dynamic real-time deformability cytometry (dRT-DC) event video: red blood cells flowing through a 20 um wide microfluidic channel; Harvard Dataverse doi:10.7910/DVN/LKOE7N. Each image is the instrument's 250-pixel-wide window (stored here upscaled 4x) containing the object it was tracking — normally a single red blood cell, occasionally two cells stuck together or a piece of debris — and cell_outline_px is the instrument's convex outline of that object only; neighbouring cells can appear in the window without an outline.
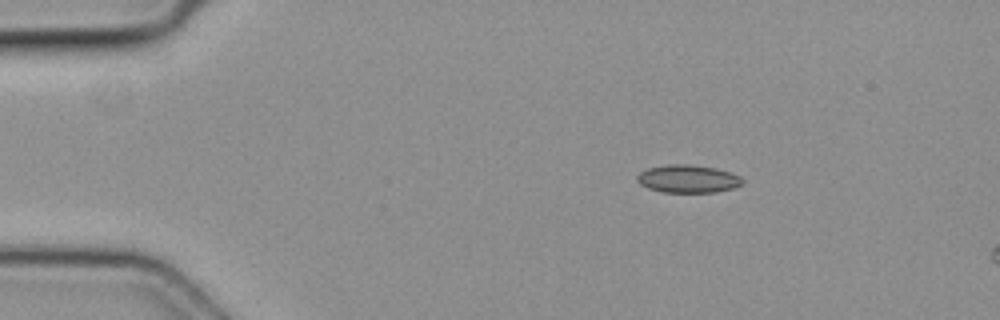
{"species": "common noctule bat (a hibernating species)", "species_latin": "Nyctalus noctula", "temperature_condition": "cold", "stored_images_in_passage": 2, "camera_frame_rate_fps": 3000, "um_per_image_px": 0.085, "animal": {"sex": "female", "body_mass_g": 19.3, "forearm_length_mm": 54.1}, "frame": {"image": 1, "passage_image": 1, "time_ms": 0.0, "image_size_px": [1000, 320], "cell_outline_px": [[744, 184], [732, 188], [716, 192], [664, 192], [648, 188], [640, 184], [636, 180], [636, 176], [640, 172], [648, 168], [668, 164], [692, 164], [716, 168], [740, 176], [744, 180]], "centroid_in_image_um": [58.47, 15.19], "position_along_channel_um": 26.5, "area_um2": 17.17}}